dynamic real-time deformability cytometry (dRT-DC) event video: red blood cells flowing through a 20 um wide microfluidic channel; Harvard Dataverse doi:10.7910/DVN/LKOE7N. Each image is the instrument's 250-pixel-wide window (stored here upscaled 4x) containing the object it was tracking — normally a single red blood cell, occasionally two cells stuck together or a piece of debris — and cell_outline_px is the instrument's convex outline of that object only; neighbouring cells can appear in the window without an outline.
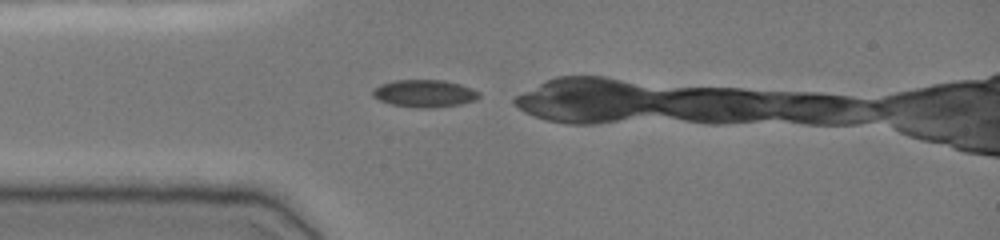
{"species": "common noctule bat (a hibernating species)", "species_latin": "Nyctalus noctula", "temperature_condition": "cold", "stored_images_in_passage": 29, "camera_frame_rate_fps": 3000, "um_per_image_px": 0.085, "animal": {"sex": "female", "body_mass_g": 19.0, "forearm_length_mm": 51.5}, "frame": {"image": 1, "passage_image": 1, "time_ms": 0.0, "image_size_px": [1000, 240], "cell_outline_px": [[480, 96], [476, 100], [460, 104], [432, 108], [416, 108], [392, 104], [380, 100], [372, 96], [372, 92], [380, 84], [396, 80], [444, 80], [460, 84], [472, 88], [480, 92]], "centroid_in_image_um": [36.11, 7.94], "position_along_channel_um": 48.9, "area_um2": 16.99}}
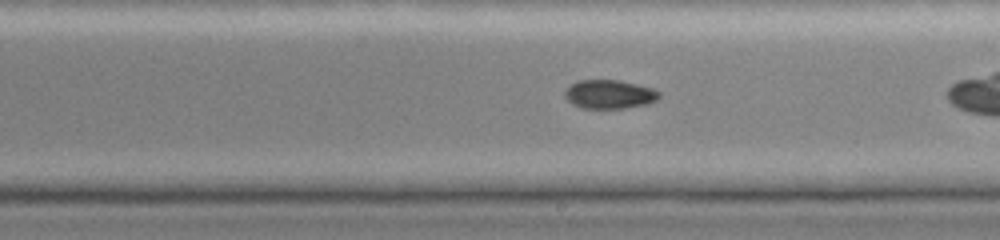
{"frame": {"image": 2, "passage_image": 16, "time_ms": 5.0, "image_size_px": [1000, 240], "cell_outline_px": [[660, 96], [656, 100], [648, 104], [624, 108], [584, 108], [572, 104], [564, 96], [564, 92], [576, 80], [620, 80], [652, 88], [660, 92]], "centroid_in_image_um": [51.8, 8.01], "position_along_channel_um": 237.2, "area_um2": 15.78}}
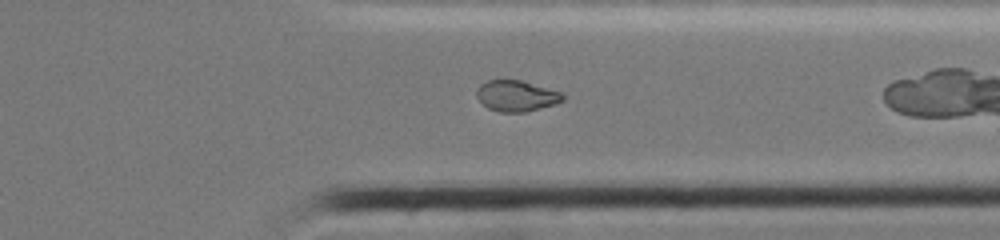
{"frame": {"image": 3, "passage_image": 26, "time_ms": 8.333, "image_size_px": [1000, 240], "cell_outline_px": [[564, 100], [556, 104], [524, 112], [500, 112], [488, 108], [476, 96], [476, 88], [480, 84], [488, 80], [520, 80], [560, 92], [564, 96]], "centroid_in_image_um": [43.87, 8.15], "position_along_channel_um": 367.5, "area_um2": 15.37}}